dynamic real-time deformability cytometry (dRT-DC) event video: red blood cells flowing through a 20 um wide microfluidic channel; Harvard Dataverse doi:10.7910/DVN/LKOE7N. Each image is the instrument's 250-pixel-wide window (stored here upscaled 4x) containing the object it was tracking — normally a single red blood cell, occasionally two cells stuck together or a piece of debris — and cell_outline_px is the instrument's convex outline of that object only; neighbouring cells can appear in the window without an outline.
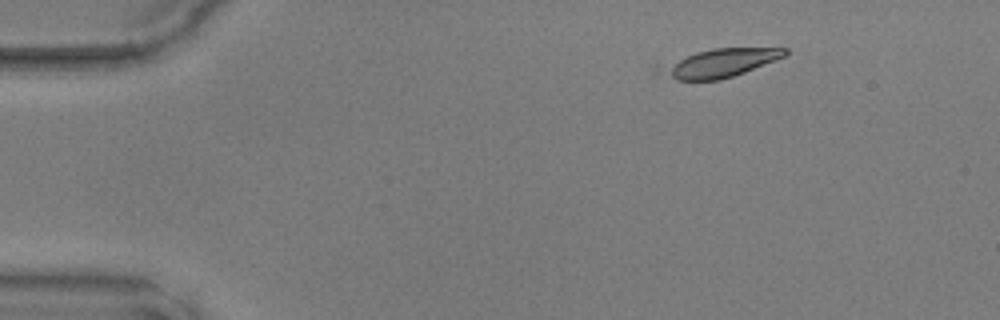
{"species": "common noctule bat (a hibernating species)", "species_latin": "Nyctalus noctula", "temperature_condition": "warm", "stored_images_in_passage": 6, "camera_frame_rate_fps": 3000, "um_per_image_px": 0.085, "animal": {"sex": "male", "body_mass_g": 17.9, "forearm_length_mm": 54.2}, "frame": {"image": 1, "passage_image": 6, "time_ms": 1.667, "image_size_px": [1000, 320], "cell_outline_px": [[788, 52], [784, 56], [776, 60], [744, 72], [720, 80], [676, 80], [656, 76], [652, 68], [656, 64], [696, 52], [712, 48], [788, 48]], "centroid_in_image_um": [60.94, 5.38], "position_along_channel_um": 24.1, "area_um2": 21.33}}